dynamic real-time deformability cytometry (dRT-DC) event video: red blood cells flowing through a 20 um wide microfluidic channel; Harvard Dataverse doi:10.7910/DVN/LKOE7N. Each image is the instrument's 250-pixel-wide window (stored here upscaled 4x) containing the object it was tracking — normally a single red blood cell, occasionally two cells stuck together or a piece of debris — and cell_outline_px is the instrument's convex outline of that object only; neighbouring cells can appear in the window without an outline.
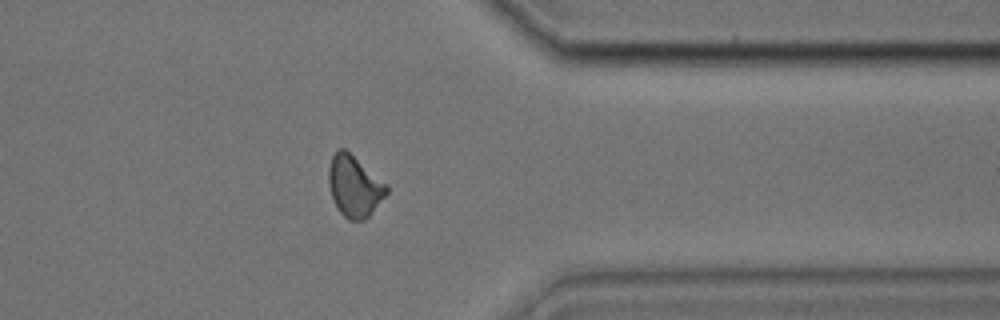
{"species": "common noctule bat (a hibernating species)", "species_latin": "Nyctalus noctula", "temperature_condition": "cold", "stored_images_in_passage": 26, "camera_frame_rate_fps": 3000, "um_per_image_px": 0.085, "animal": {"sex": "male", "body_mass_g": 17.9, "forearm_length_mm": 54.2}, "frame": {"image": 1, "passage_image": 22, "time_ms": 7.0, "image_size_px": [1000, 320], "cell_outline_px": [[388, 192], [372, 212], [364, 220], [348, 220], [340, 212], [332, 196], [328, 180], [328, 168], [332, 156], [340, 148], [344, 148], [388, 184]], "centroid_in_image_um": [30.13, 15.82], "position_along_channel_um": 381.3, "area_um2": 20.46}}